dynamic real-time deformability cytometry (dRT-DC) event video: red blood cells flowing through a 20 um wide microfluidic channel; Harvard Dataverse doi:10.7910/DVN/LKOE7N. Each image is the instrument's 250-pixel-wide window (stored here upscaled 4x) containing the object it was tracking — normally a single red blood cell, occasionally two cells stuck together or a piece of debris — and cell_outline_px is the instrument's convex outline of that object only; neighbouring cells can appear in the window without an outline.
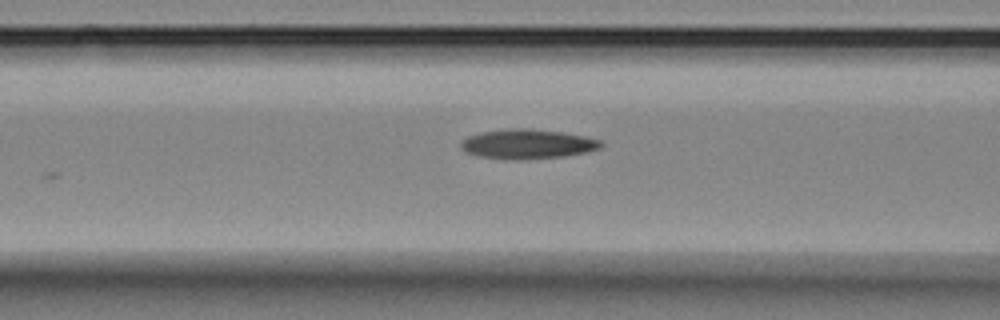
{"species": "Egyptian fruit bat (a non-hibernating species)", "species_latin": "Rousettus aegyptiacus", "temperature_condition": "room temperature", "stored_images_in_passage": 8, "camera_frame_rate_fps": 3000, "um_per_image_px": 0.085, "animal": {"sex": "female"}, "frame": {"image": 1, "passage_image": 7, "time_ms": 7.0, "image_size_px": [1000, 320], "cell_outline_px": [[604, 144], [600, 148], [588, 152], [564, 156], [520, 160], [504, 160], [480, 156], [468, 152], [460, 148], [460, 144], [468, 136], [480, 132], [508, 128], [528, 128], [560, 132], [584, 136], [600, 140]], "centroid_in_image_um": [44.84, 12.25], "position_along_channel_um": 121.8, "area_um2": 24.22}}
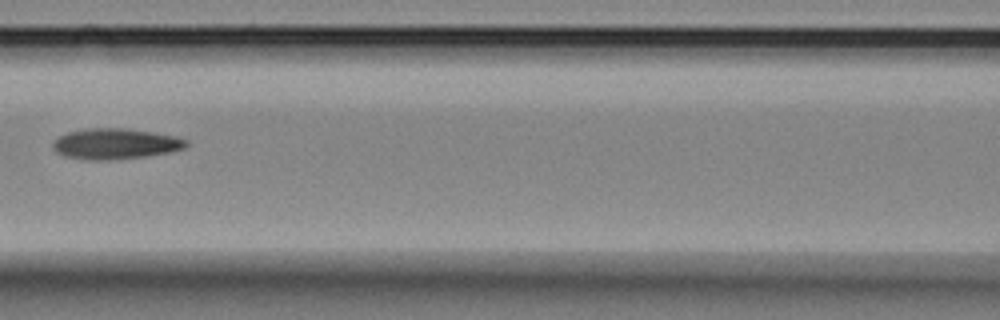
{"frame": {"image": 2, "passage_image": 8, "time_ms": 8.0, "image_size_px": [1000, 320], "cell_outline_px": [[188, 144], [184, 148], [168, 152], [144, 156], [108, 160], [88, 160], [64, 156], [56, 152], [52, 148], [52, 144], [56, 136], [68, 132], [84, 128], [124, 128], [152, 132], [176, 136], [188, 140]], "centroid_in_image_um": [9.75, 12.21], "position_along_channel_um": 156.8, "area_um2": 23.93}}